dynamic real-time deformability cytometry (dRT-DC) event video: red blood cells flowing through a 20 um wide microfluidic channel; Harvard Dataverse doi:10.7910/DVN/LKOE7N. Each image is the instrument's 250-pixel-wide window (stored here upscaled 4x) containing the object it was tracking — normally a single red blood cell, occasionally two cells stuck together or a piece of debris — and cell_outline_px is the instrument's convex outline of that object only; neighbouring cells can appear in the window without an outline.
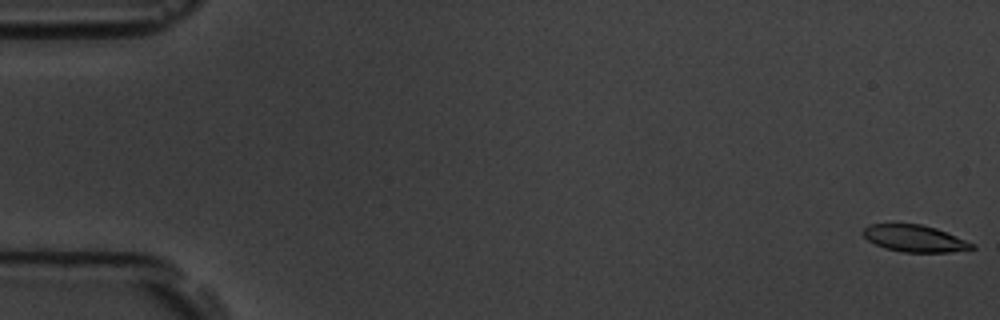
{"species": "common noctule bat (a hibernating species)", "species_latin": "Nyctalus noctula", "temperature_condition": "room temperature", "stored_images_in_passage": 7, "camera_frame_rate_fps": 3000, "um_per_image_px": 0.085, "animal": {"sex": "male", "body_mass_g": 19.5, "forearm_length_mm": 54.6}, "frame": {"image": 1, "passage_image": 1, "time_ms": 0.0, "image_size_px": [1000, 320], "cell_outline_px": [[976, 248], [948, 252], [904, 252], [884, 248], [868, 240], [860, 232], [868, 224], [920, 224], [936, 228], [976, 244]], "centroid_in_image_um": [77.74, 20.27], "position_along_channel_um": 7.3, "area_um2": 16.99}}
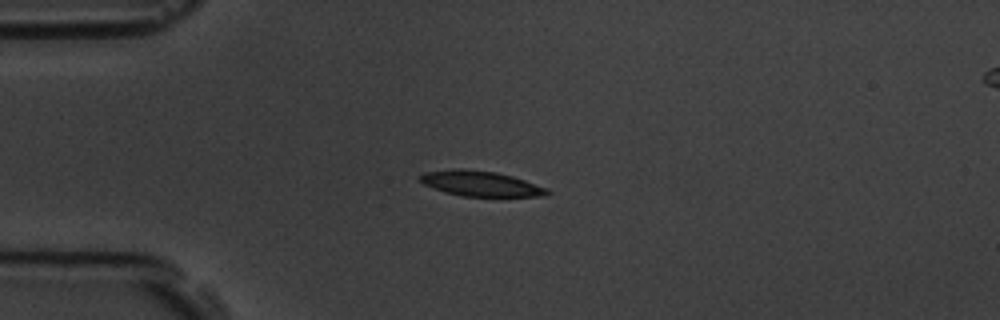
{"frame": {"image": 2, "passage_image": 5, "time_ms": 4.667, "image_size_px": [1000, 320], "cell_outline_px": [[552, 192], [544, 196], [460, 196], [444, 192], [424, 184], [420, 180], [420, 176], [424, 172], [452, 168], [460, 168], [496, 172], [512, 176], [548, 188]], "centroid_in_image_um": [40.85, 15.6], "position_along_channel_um": 44.1, "area_um2": 18.73}}
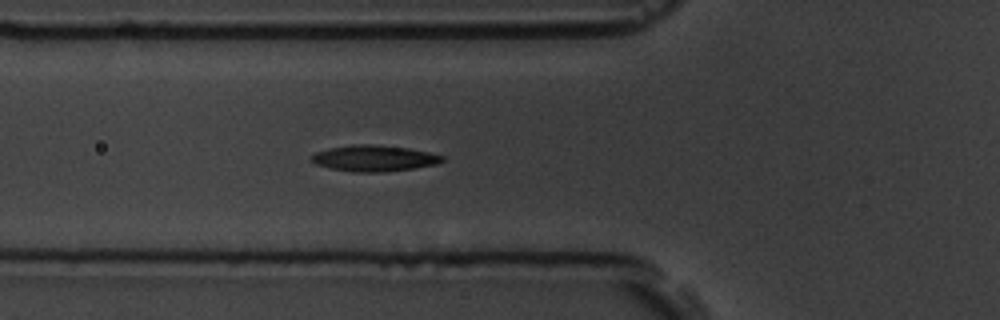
{"frame": {"image": 3, "passage_image": 7, "time_ms": 6.667, "image_size_px": [1000, 320], "cell_outline_px": [[444, 160], [436, 164], [416, 168], [384, 172], [352, 172], [328, 168], [316, 164], [308, 160], [308, 156], [316, 152], [328, 148], [352, 144], [368, 144], [408, 148], [428, 152], [444, 156]], "centroid_in_image_um": [31.73, 13.46], "position_along_channel_um": 94.1, "area_um2": 20.11}}